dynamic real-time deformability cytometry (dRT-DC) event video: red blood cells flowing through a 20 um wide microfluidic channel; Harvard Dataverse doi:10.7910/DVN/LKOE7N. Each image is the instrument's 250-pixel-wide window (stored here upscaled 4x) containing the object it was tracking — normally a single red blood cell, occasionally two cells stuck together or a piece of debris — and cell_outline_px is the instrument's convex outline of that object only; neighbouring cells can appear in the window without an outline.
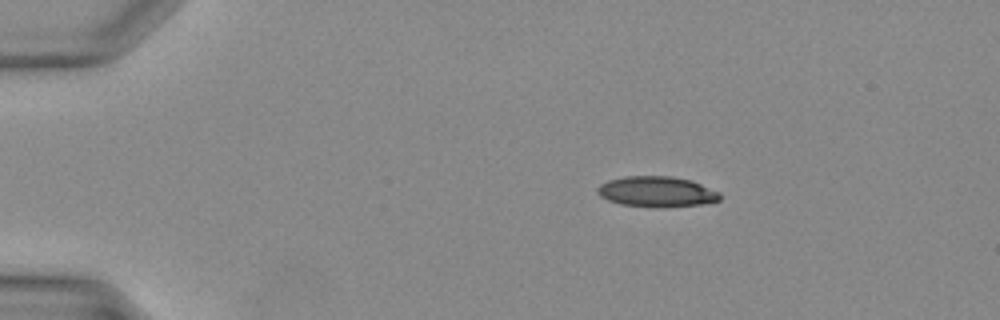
{"species": "Egyptian fruit bat (a non-hibernating species)", "species_latin": "Rousettus aegyptiacus", "temperature_condition": "warm", "stored_images_in_passage": 32, "camera_frame_rate_fps": 3000, "um_per_image_px": 0.085, "animal": {"sex": "female"}, "frame": {"image": 1, "passage_image": 1, "time_ms": 0.0, "image_size_px": [1000, 320], "cell_outline_px": [[720, 200], [700, 204], [652, 208], [620, 204], [608, 200], [600, 196], [596, 192], [596, 188], [600, 184], [608, 180], [624, 176], [672, 176], [692, 180], [720, 192]], "centroid_in_image_um": [55.79, 16.29], "position_along_channel_um": 29.2, "area_um2": 21.96}}
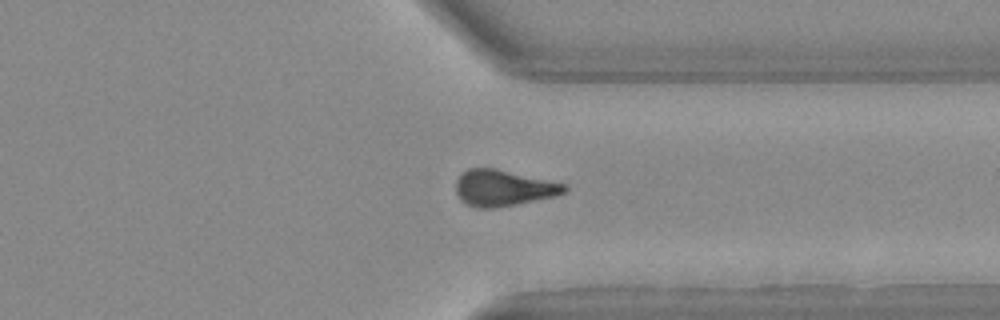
{"frame": {"image": 2, "passage_image": 24, "time_ms": 7.667, "image_size_px": [1000, 320], "cell_outline_px": [[568, 188], [564, 192], [556, 196], [492, 208], [476, 208], [464, 204], [460, 200], [456, 192], [456, 180], [460, 172], [468, 168], [496, 168], [568, 184]], "centroid_in_image_um": [42.75, 15.96], "position_along_channel_um": 368.7, "area_um2": 23.06}}
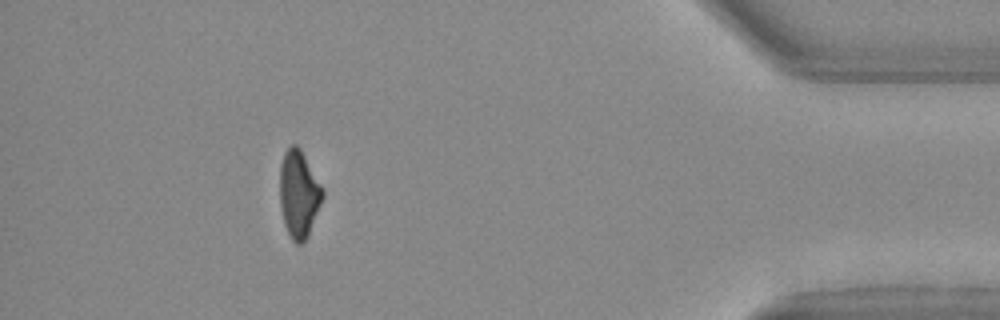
{"frame": {"image": 3, "passage_image": 29, "time_ms": 9.333, "image_size_px": [1000, 320], "cell_outline_px": [[324, 196], [308, 236], [300, 244], [296, 244], [292, 240], [284, 224], [280, 204], [280, 168], [284, 152], [292, 144], [296, 144], [300, 148], [320, 184], [324, 192]], "centroid_in_image_um": [25.39, 16.5], "position_along_channel_um": 409.8, "area_um2": 21.5}}